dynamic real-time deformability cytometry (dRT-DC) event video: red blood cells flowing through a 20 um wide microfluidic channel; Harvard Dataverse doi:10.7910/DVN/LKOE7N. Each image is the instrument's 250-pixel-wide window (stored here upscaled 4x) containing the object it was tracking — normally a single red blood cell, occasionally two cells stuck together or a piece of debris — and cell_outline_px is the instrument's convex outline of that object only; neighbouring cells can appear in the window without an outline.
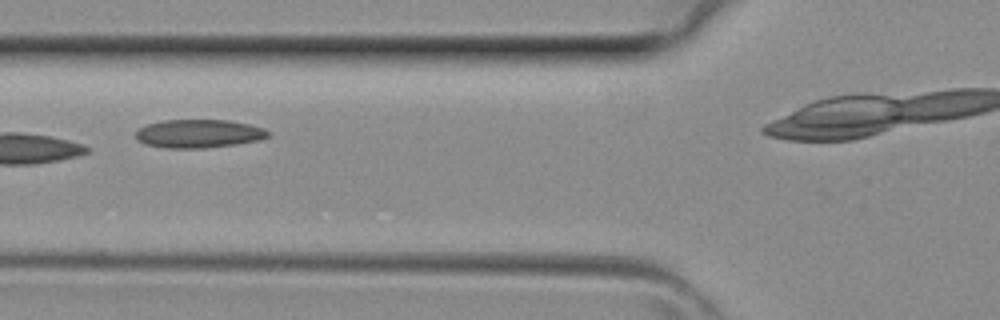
{"species": "common noctule bat (a hibernating species)", "species_latin": "Nyctalus noctula", "temperature_condition": "room temperature", "stored_images_in_passage": 5, "camera_frame_rate_fps": 3000, "um_per_image_px": 0.085, "animal": {"sex": "female", "body_mass_g": 29.2, "forearm_length_mm": 56.3}, "frame": {"image": 1, "passage_image": 4, "time_ms": 1.0, "image_size_px": [1000, 320], "cell_outline_px": [[268, 136], [260, 140], [236, 144], [204, 148], [168, 148], [144, 144], [136, 136], [136, 132], [140, 128], [148, 124], [164, 120], [228, 120], [248, 124], [264, 128], [268, 132]], "centroid_in_image_um": [16.9, 11.36], "position_along_channel_um": 108.9, "area_um2": 21.68}}